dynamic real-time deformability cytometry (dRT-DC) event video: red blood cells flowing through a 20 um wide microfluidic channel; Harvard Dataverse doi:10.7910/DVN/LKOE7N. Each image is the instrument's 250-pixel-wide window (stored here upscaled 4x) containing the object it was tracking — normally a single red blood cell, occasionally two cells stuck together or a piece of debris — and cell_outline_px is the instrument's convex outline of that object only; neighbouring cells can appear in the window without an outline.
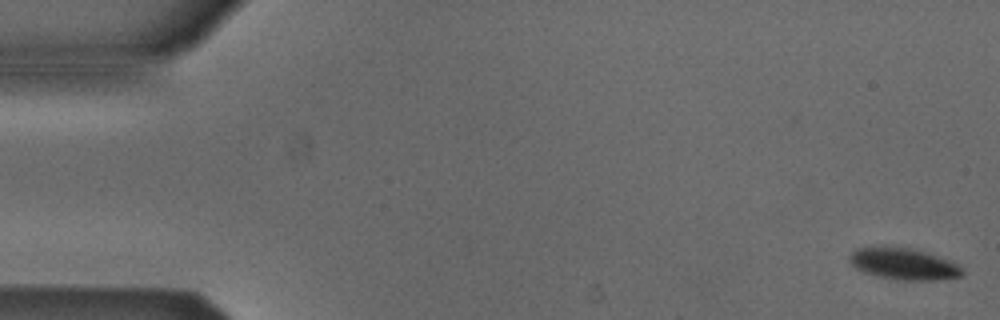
{"species": "Egyptian fruit bat (a non-hibernating species)", "species_latin": "Rousettus aegyptiacus", "temperature_condition": "cold", "stored_images_in_passage": 11, "camera_frame_rate_fps": 3000, "um_per_image_px": 0.085, "animal": {"sex": "male"}, "frame": {"image": 1, "passage_image": 1, "time_ms": 0.0, "image_size_px": [1000, 320], "cell_outline_px": [[964, 276], [936, 280], [896, 280], [864, 272], [856, 268], [848, 260], [848, 256], [856, 248], [912, 248], [924, 252], [956, 264], [964, 272]], "centroid_in_image_um": [76.79, 22.46], "position_along_channel_um": 8.2, "area_um2": 20.11}}